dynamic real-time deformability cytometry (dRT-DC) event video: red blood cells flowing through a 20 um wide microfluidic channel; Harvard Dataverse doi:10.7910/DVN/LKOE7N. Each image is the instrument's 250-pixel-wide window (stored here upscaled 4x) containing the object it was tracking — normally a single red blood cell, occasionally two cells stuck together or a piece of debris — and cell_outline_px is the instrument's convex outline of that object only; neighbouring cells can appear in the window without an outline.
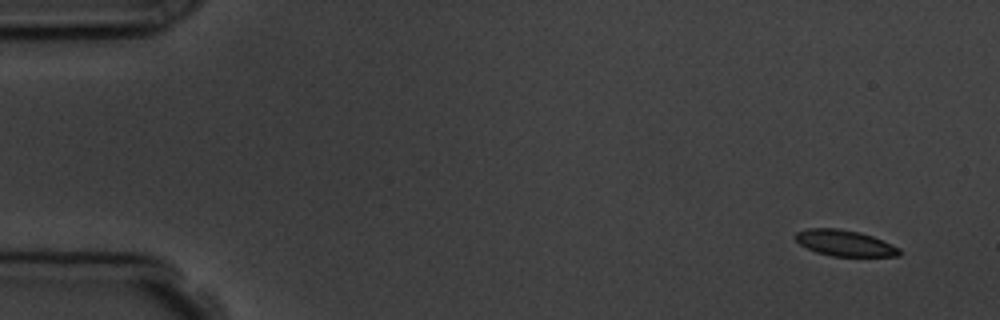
{"species": "common noctule bat (a hibernating species)", "species_latin": "Nyctalus noctula", "temperature_condition": "room temperature", "stored_images_in_passage": 6, "camera_frame_rate_fps": 3000, "um_per_image_px": 0.085, "animal": {"sex": "male", "body_mass_g": 19.5, "forearm_length_mm": 54.6}, "frame": {"image": 1, "passage_image": 1, "time_ms": 0.0, "image_size_px": [1000, 320], "cell_outline_px": [[900, 256], [832, 256], [816, 252], [800, 244], [792, 236], [796, 232], [808, 228], [836, 228], [860, 232], [872, 236], [892, 244], [900, 248]], "centroid_in_image_um": [71.78, 20.65], "position_along_channel_um": 13.2, "area_um2": 15.78}}
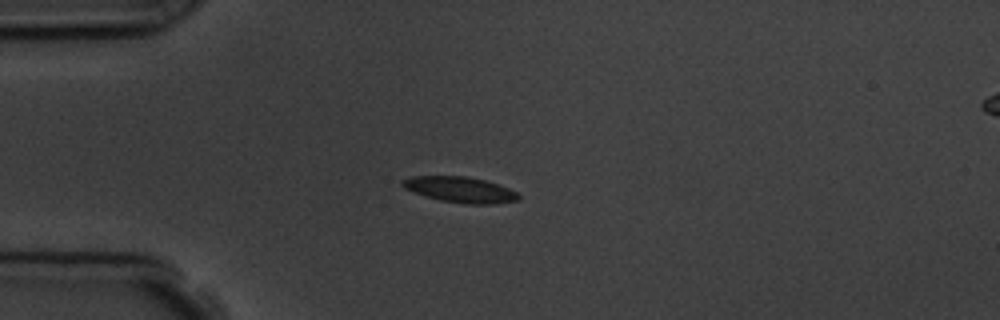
{"frame": {"image": 2, "passage_image": 4, "time_ms": 3.667, "image_size_px": [1000, 320], "cell_outline_px": [[520, 200], [496, 204], [464, 204], [440, 200], [424, 196], [404, 188], [400, 184], [400, 180], [412, 176], [468, 176], [484, 180], [508, 188], [516, 192], [520, 196]], "centroid_in_image_um": [39.09, 16.12], "position_along_channel_um": 45.9, "area_um2": 17.51}}